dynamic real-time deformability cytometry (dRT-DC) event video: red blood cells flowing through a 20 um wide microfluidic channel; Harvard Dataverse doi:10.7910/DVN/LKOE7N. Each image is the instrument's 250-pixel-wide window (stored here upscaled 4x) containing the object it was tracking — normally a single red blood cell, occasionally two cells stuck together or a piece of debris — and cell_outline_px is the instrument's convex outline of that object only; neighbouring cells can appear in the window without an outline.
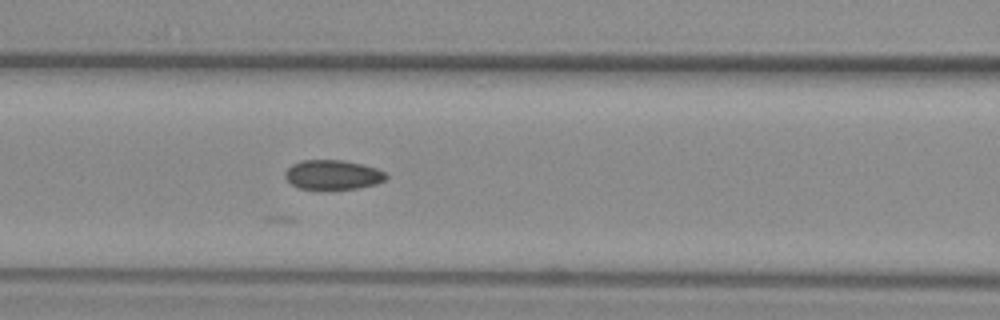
{"species": "common noctule bat (a hibernating species)", "species_latin": "Nyctalus noctula", "temperature_condition": "warm", "stored_images_in_passage": 20, "camera_frame_rate_fps": 3000, "um_per_image_px": 0.085, "animal": {"sex": "female", "body_mass_g": 29.2, "forearm_length_mm": 56.3}, "frame": {"image": 1, "passage_image": 6, "time_ms": 1.667, "image_size_px": [1000, 320], "cell_outline_px": [[388, 176], [384, 180], [376, 184], [356, 188], [328, 192], [300, 188], [292, 184], [284, 176], [284, 172], [292, 164], [304, 160], [340, 160], [360, 164], [376, 168], [384, 172]], "centroid_in_image_um": [28.26, 14.9], "position_along_channel_um": 138.3, "area_um2": 17.74}}
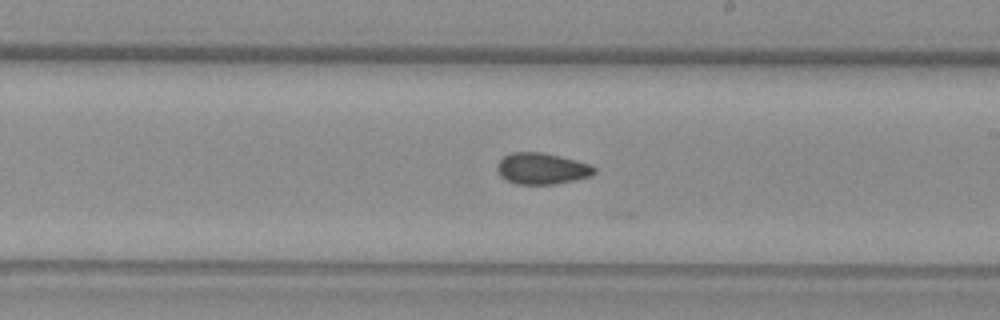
{"frame": {"image": 2, "passage_image": 14, "time_ms": 4.333, "image_size_px": [1000, 320], "cell_outline_px": [[596, 172], [592, 176], [556, 184], [516, 184], [500, 176], [496, 168], [496, 164], [504, 156], [512, 152], [540, 152], [588, 164], [596, 168]], "centroid_in_image_um": [46.03, 14.34], "position_along_channel_um": 243.0, "area_um2": 17.51}}
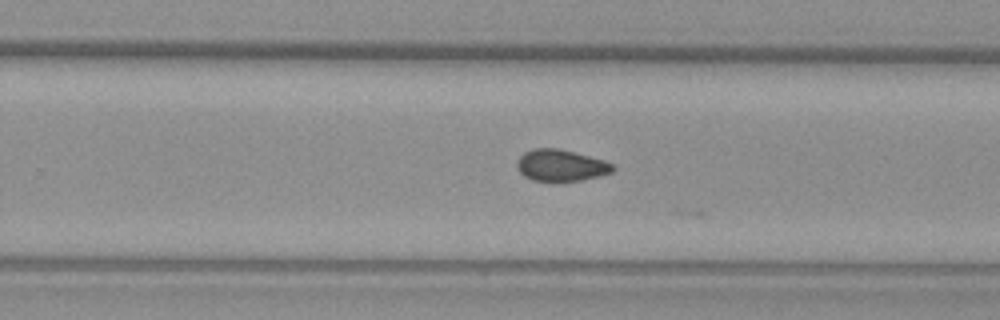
{"frame": {"image": 3, "passage_image": 17, "time_ms": 5.333, "image_size_px": [1000, 320], "cell_outline_px": [[616, 168], [612, 172], [600, 176], [580, 180], [532, 180], [524, 176], [520, 172], [516, 164], [520, 156], [524, 152], [532, 148], [560, 148], [604, 160], [612, 164]], "centroid_in_image_um": [47.68, 14.04], "position_along_channel_um": 282.1, "area_um2": 17.51}}